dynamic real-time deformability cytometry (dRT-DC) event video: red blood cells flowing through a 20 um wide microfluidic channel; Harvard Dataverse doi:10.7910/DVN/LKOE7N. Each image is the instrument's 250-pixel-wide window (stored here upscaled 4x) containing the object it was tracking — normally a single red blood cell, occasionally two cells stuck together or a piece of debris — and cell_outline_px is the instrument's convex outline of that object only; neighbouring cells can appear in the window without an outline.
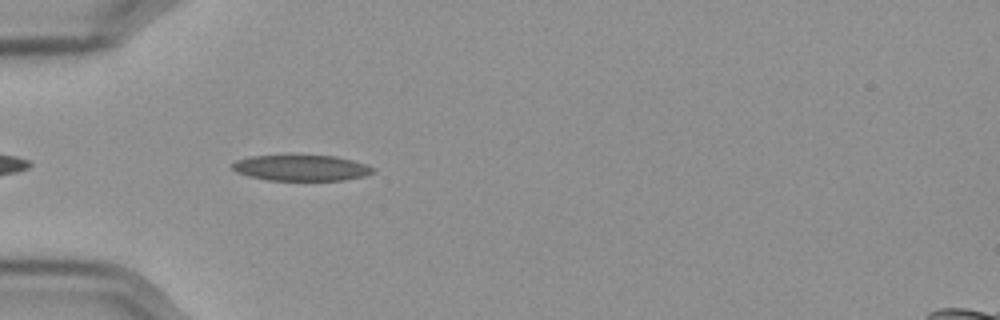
{"species": "Egyptian fruit bat (a non-hibernating species)", "species_latin": "Rousettus aegyptiacus", "temperature_condition": "cold", "stored_images_in_passage": 42, "camera_frame_rate_fps": 3000, "um_per_image_px": 0.085, "frame": {"image": 1, "passage_image": 3, "time_ms": 0.667, "image_size_px": [1000, 320], "cell_outline_px": [[372, 172], [364, 176], [344, 180], [268, 180], [248, 176], [236, 172], [232, 168], [232, 164], [236, 160], [248, 156], [336, 156], [352, 160], [364, 164], [372, 168]], "centroid_in_image_um": [25.55, 14.27], "position_along_channel_um": 59.5, "area_um2": 20.87}}
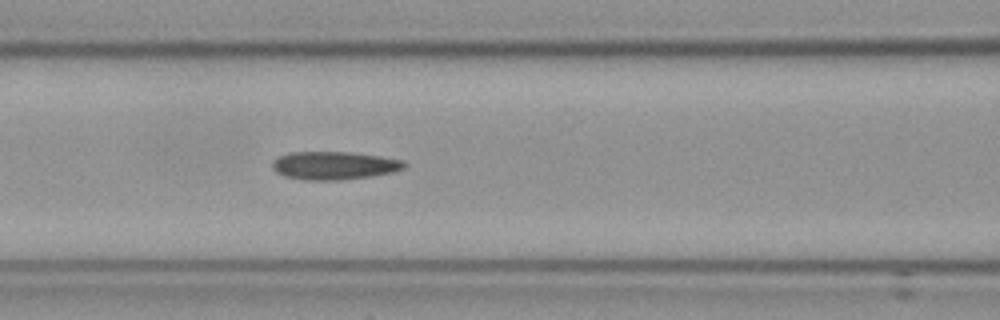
{"frame": {"image": 2, "passage_image": 10, "time_ms": 3.0, "image_size_px": [1000, 320], "cell_outline_px": [[408, 164], [404, 168], [392, 172], [368, 176], [336, 180], [304, 180], [284, 176], [276, 172], [272, 168], [272, 160], [288, 152], [348, 152], [380, 156], [404, 160]], "centroid_in_image_um": [28.37, 14.06], "position_along_channel_um": 138.2, "area_um2": 21.56}}
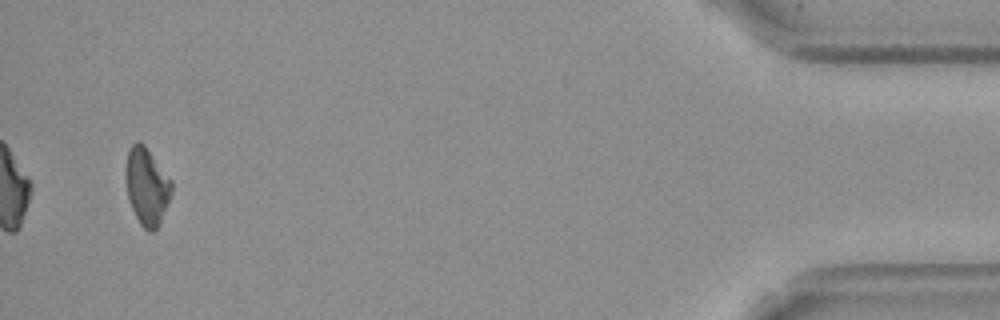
{"frame": {"image": 3, "passage_image": 40, "time_ms": 13.0, "image_size_px": [1000, 320], "cell_outline_px": [[172, 192], [160, 220], [156, 228], [152, 232], [148, 232], [140, 224], [128, 200], [124, 176], [128, 148], [136, 140], [140, 140], [144, 144], [172, 180]], "centroid_in_image_um": [12.45, 15.79], "position_along_channel_um": 422.8, "area_um2": 20.75}, "authors_computed_cell_mechanics": {"area_um2": 21.1548, "velocity_mm_per_s": 3.5879, "shape_relaxation_time_tau1_ms": null, "shape_relaxation_time_tau2_ms": 4.8955, "deformation_change_tau1": null, "deformation_change_tau2": 0.1562}}